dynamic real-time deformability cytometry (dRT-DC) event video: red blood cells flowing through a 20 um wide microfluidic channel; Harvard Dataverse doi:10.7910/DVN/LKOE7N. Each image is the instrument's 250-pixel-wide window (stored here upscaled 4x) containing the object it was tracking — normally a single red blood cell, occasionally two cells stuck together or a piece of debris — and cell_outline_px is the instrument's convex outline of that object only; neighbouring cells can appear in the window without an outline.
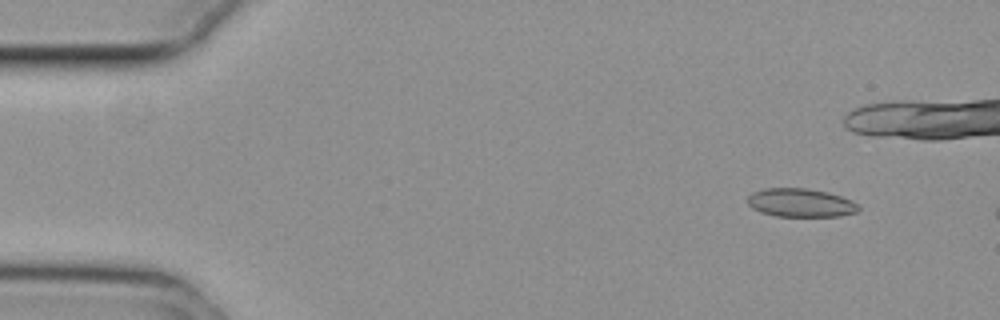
{"species": "common noctule bat (a hibernating species)", "species_latin": "Nyctalus noctula", "temperature_condition": "cold", "stored_images_in_passage": 9, "camera_frame_rate_fps": 3000, "um_per_image_px": 0.085, "animal": {"sex": "female", "body_mass_g": 29.2, "forearm_length_mm": 56.3}, "frame": {"image": 1, "passage_image": 2, "time_ms": 0.333, "image_size_px": [1000, 320], "cell_outline_px": [[860, 208], [856, 212], [840, 216], [776, 216], [760, 212], [752, 208], [748, 204], [748, 196], [752, 192], [764, 188], [804, 188], [828, 192], [852, 200]], "centroid_in_image_um": [68.03, 17.23], "position_along_channel_um": 17.0, "area_um2": 18.38}}